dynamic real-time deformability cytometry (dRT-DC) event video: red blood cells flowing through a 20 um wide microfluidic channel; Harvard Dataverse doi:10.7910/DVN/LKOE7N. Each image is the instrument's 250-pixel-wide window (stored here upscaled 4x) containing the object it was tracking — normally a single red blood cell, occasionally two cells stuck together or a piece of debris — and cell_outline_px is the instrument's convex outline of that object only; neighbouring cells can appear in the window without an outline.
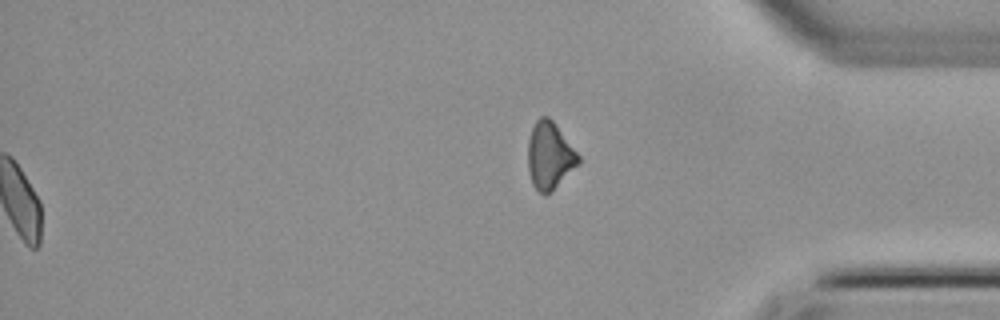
{"species": "common noctule bat (a hibernating species)", "species_latin": "Nyctalus noctula", "temperature_condition": "cold", "stored_images_in_passage": 52, "segment_of_instrument_passage": [2, 2], "camera_frame_rate_fps": 3000, "um_per_image_px": 0.085, "animal": {"sex": "female", "body_mass_g": 22.7, "forearm_length_mm": 54.2}, "frame": {"image": 1, "passage_image": 52, "time_ms": 17.0, "image_size_px": [1000, 320], "cell_outline_px": [[580, 164], [544, 196], [532, 184], [528, 172], [528, 140], [532, 128], [536, 120], [540, 116], [548, 116], [556, 124], [580, 156]], "centroid_in_image_um": [46.71, 13.21], "position_along_channel_um": 388.5, "area_um2": 19.65}}